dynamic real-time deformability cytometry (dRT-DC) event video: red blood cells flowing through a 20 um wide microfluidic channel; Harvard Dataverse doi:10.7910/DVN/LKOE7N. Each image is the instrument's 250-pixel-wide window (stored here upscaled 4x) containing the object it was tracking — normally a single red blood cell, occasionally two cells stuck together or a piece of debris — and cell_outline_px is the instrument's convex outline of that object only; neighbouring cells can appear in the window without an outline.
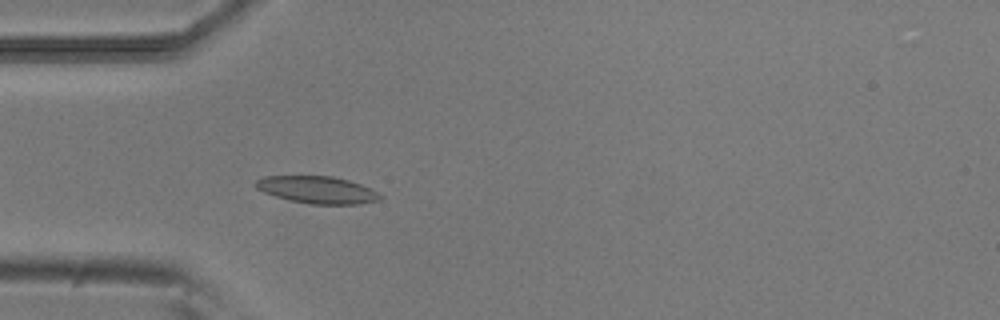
{"species": "common noctule bat (a hibernating species)", "species_latin": "Nyctalus noctula", "temperature_condition": "room temperature", "stored_images_in_passage": 39, "camera_frame_rate_fps": 3000, "um_per_image_px": 0.085, "animal": {"sex": "male", "body_mass_g": 20.5, "forearm_length_mm": 52.5}, "frame": {"image": 1, "passage_image": 2, "time_ms": 0.333, "image_size_px": [1000, 320], "cell_outline_px": [[384, 196], [380, 200], [356, 204], [308, 204], [288, 200], [264, 192], [256, 188], [256, 180], [264, 176], [332, 176], [348, 180], [360, 184]], "centroid_in_image_um": [26.96, 16.14], "position_along_channel_um": 58.0, "area_um2": 19.59}}
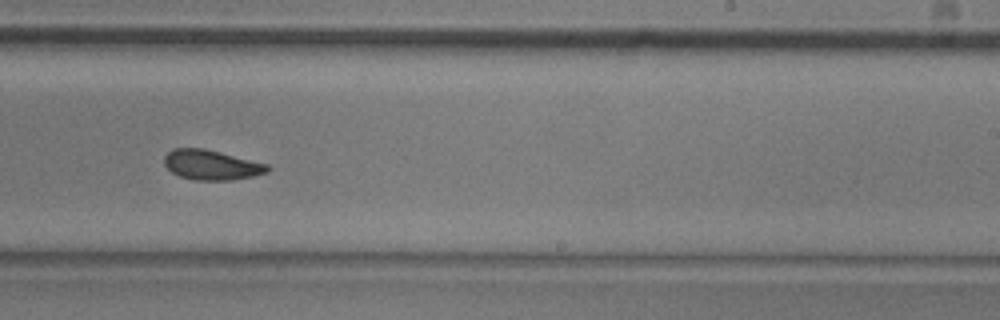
{"frame": {"image": 2, "passage_image": 19, "time_ms": 6.0, "image_size_px": [1000, 320], "cell_outline_px": [[272, 168], [268, 172], [252, 176], [232, 180], [196, 180], [180, 176], [172, 172], [164, 164], [164, 156], [172, 148], [204, 148], [268, 164]], "centroid_in_image_um": [17.98, 14.01], "position_along_channel_um": 271.0, "area_um2": 17.98}}
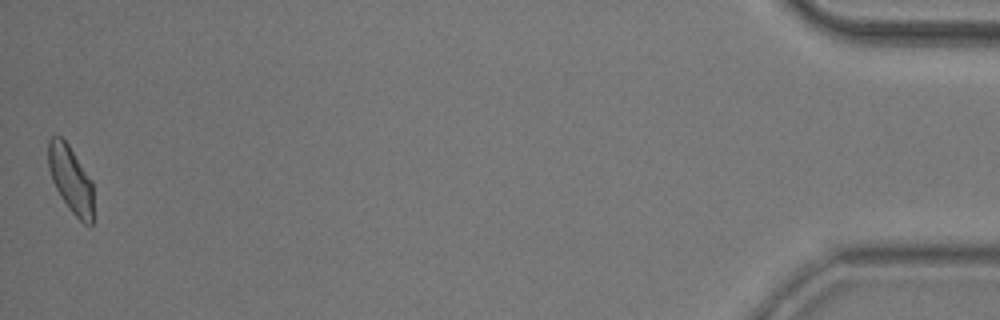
{"frame": {"image": 3, "passage_image": 39, "time_ms": 12.667, "image_size_px": [1000, 320], "cell_outline_px": [[92, 224], [84, 224], [68, 208], [60, 196], [52, 180], [48, 168], [48, 140], [52, 136], [60, 136], [68, 144], [92, 180]], "centroid_in_image_um": [5.99, 15.22], "position_along_channel_um": 429.2, "area_um2": 17.46}, "authors_computed_cell_mechanics": {"area_um2": 18.0914, "velocity_mm_per_s": 3.8061, "shape_relaxation_time_tau1_ms": 2.8496, "shape_relaxation_time_tau2_ms": 2.6715, "deformation_change_tau1": 0.1137, "deformation_change_tau2": 0.0838}}